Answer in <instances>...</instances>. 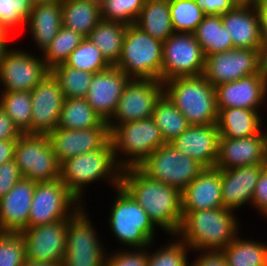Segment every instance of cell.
<instances>
[{
	"label": "cell",
	"instance_id": "41",
	"mask_svg": "<svg viewBox=\"0 0 267 266\" xmlns=\"http://www.w3.org/2000/svg\"><path fill=\"white\" fill-rule=\"evenodd\" d=\"M171 23L174 32L193 33L205 14L196 0H169Z\"/></svg>",
	"mask_w": 267,
	"mask_h": 266
},
{
	"label": "cell",
	"instance_id": "17",
	"mask_svg": "<svg viewBox=\"0 0 267 266\" xmlns=\"http://www.w3.org/2000/svg\"><path fill=\"white\" fill-rule=\"evenodd\" d=\"M31 134H48L58 127L64 95L59 82L50 72L31 91Z\"/></svg>",
	"mask_w": 267,
	"mask_h": 266
},
{
	"label": "cell",
	"instance_id": "36",
	"mask_svg": "<svg viewBox=\"0 0 267 266\" xmlns=\"http://www.w3.org/2000/svg\"><path fill=\"white\" fill-rule=\"evenodd\" d=\"M0 106L22 134H31L32 97L30 92H0Z\"/></svg>",
	"mask_w": 267,
	"mask_h": 266
},
{
	"label": "cell",
	"instance_id": "32",
	"mask_svg": "<svg viewBox=\"0 0 267 266\" xmlns=\"http://www.w3.org/2000/svg\"><path fill=\"white\" fill-rule=\"evenodd\" d=\"M240 236L220 251L227 266H267V242Z\"/></svg>",
	"mask_w": 267,
	"mask_h": 266
},
{
	"label": "cell",
	"instance_id": "26",
	"mask_svg": "<svg viewBox=\"0 0 267 266\" xmlns=\"http://www.w3.org/2000/svg\"><path fill=\"white\" fill-rule=\"evenodd\" d=\"M222 24L229 32L234 48L261 49L260 16L257 8L238 4L221 14Z\"/></svg>",
	"mask_w": 267,
	"mask_h": 266
},
{
	"label": "cell",
	"instance_id": "56",
	"mask_svg": "<svg viewBox=\"0 0 267 266\" xmlns=\"http://www.w3.org/2000/svg\"><path fill=\"white\" fill-rule=\"evenodd\" d=\"M267 3V0H250V5L257 8L263 4Z\"/></svg>",
	"mask_w": 267,
	"mask_h": 266
},
{
	"label": "cell",
	"instance_id": "30",
	"mask_svg": "<svg viewBox=\"0 0 267 266\" xmlns=\"http://www.w3.org/2000/svg\"><path fill=\"white\" fill-rule=\"evenodd\" d=\"M63 26L88 37L102 20L101 7L86 0H61Z\"/></svg>",
	"mask_w": 267,
	"mask_h": 266
},
{
	"label": "cell",
	"instance_id": "23",
	"mask_svg": "<svg viewBox=\"0 0 267 266\" xmlns=\"http://www.w3.org/2000/svg\"><path fill=\"white\" fill-rule=\"evenodd\" d=\"M220 133L216 124L190 125L170 144L204 168H212L218 154Z\"/></svg>",
	"mask_w": 267,
	"mask_h": 266
},
{
	"label": "cell",
	"instance_id": "16",
	"mask_svg": "<svg viewBox=\"0 0 267 266\" xmlns=\"http://www.w3.org/2000/svg\"><path fill=\"white\" fill-rule=\"evenodd\" d=\"M69 219L37 225L22 230L26 258L31 261L62 263L66 251Z\"/></svg>",
	"mask_w": 267,
	"mask_h": 266
},
{
	"label": "cell",
	"instance_id": "2",
	"mask_svg": "<svg viewBox=\"0 0 267 266\" xmlns=\"http://www.w3.org/2000/svg\"><path fill=\"white\" fill-rule=\"evenodd\" d=\"M182 223L176 235L192 250L220 252L239 234L237 212L224 208L182 212Z\"/></svg>",
	"mask_w": 267,
	"mask_h": 266
},
{
	"label": "cell",
	"instance_id": "1",
	"mask_svg": "<svg viewBox=\"0 0 267 266\" xmlns=\"http://www.w3.org/2000/svg\"><path fill=\"white\" fill-rule=\"evenodd\" d=\"M120 186L146 211L153 224L176 235L182 223L181 191L146 176L138 167L121 170Z\"/></svg>",
	"mask_w": 267,
	"mask_h": 266
},
{
	"label": "cell",
	"instance_id": "11",
	"mask_svg": "<svg viewBox=\"0 0 267 266\" xmlns=\"http://www.w3.org/2000/svg\"><path fill=\"white\" fill-rule=\"evenodd\" d=\"M82 204L61 179L36 183L28 228L69 219Z\"/></svg>",
	"mask_w": 267,
	"mask_h": 266
},
{
	"label": "cell",
	"instance_id": "46",
	"mask_svg": "<svg viewBox=\"0 0 267 266\" xmlns=\"http://www.w3.org/2000/svg\"><path fill=\"white\" fill-rule=\"evenodd\" d=\"M15 160L0 165V199L4 197L22 178Z\"/></svg>",
	"mask_w": 267,
	"mask_h": 266
},
{
	"label": "cell",
	"instance_id": "44",
	"mask_svg": "<svg viewBox=\"0 0 267 266\" xmlns=\"http://www.w3.org/2000/svg\"><path fill=\"white\" fill-rule=\"evenodd\" d=\"M25 241L20 232H0V266H22L26 260Z\"/></svg>",
	"mask_w": 267,
	"mask_h": 266
},
{
	"label": "cell",
	"instance_id": "7",
	"mask_svg": "<svg viewBox=\"0 0 267 266\" xmlns=\"http://www.w3.org/2000/svg\"><path fill=\"white\" fill-rule=\"evenodd\" d=\"M163 42L152 38L135 24L127 25L122 54L115 65L130 79L161 81Z\"/></svg>",
	"mask_w": 267,
	"mask_h": 266
},
{
	"label": "cell",
	"instance_id": "52",
	"mask_svg": "<svg viewBox=\"0 0 267 266\" xmlns=\"http://www.w3.org/2000/svg\"><path fill=\"white\" fill-rule=\"evenodd\" d=\"M260 16L261 41L267 42V3L257 7Z\"/></svg>",
	"mask_w": 267,
	"mask_h": 266
},
{
	"label": "cell",
	"instance_id": "10",
	"mask_svg": "<svg viewBox=\"0 0 267 266\" xmlns=\"http://www.w3.org/2000/svg\"><path fill=\"white\" fill-rule=\"evenodd\" d=\"M14 160L22 176L34 182L60 178V164L46 134H22L15 146Z\"/></svg>",
	"mask_w": 267,
	"mask_h": 266
},
{
	"label": "cell",
	"instance_id": "9",
	"mask_svg": "<svg viewBox=\"0 0 267 266\" xmlns=\"http://www.w3.org/2000/svg\"><path fill=\"white\" fill-rule=\"evenodd\" d=\"M138 168L149 178L175 187L181 192L205 169L170 143L153 151Z\"/></svg>",
	"mask_w": 267,
	"mask_h": 266
},
{
	"label": "cell",
	"instance_id": "55",
	"mask_svg": "<svg viewBox=\"0 0 267 266\" xmlns=\"http://www.w3.org/2000/svg\"><path fill=\"white\" fill-rule=\"evenodd\" d=\"M62 263L31 261L26 259L22 266H61Z\"/></svg>",
	"mask_w": 267,
	"mask_h": 266
},
{
	"label": "cell",
	"instance_id": "39",
	"mask_svg": "<svg viewBox=\"0 0 267 266\" xmlns=\"http://www.w3.org/2000/svg\"><path fill=\"white\" fill-rule=\"evenodd\" d=\"M84 38L80 33L62 26L48 48L41 54L46 66L51 70L56 65L65 63Z\"/></svg>",
	"mask_w": 267,
	"mask_h": 266
},
{
	"label": "cell",
	"instance_id": "42",
	"mask_svg": "<svg viewBox=\"0 0 267 266\" xmlns=\"http://www.w3.org/2000/svg\"><path fill=\"white\" fill-rule=\"evenodd\" d=\"M32 5L29 0H0V26L13 31L26 27Z\"/></svg>",
	"mask_w": 267,
	"mask_h": 266
},
{
	"label": "cell",
	"instance_id": "54",
	"mask_svg": "<svg viewBox=\"0 0 267 266\" xmlns=\"http://www.w3.org/2000/svg\"><path fill=\"white\" fill-rule=\"evenodd\" d=\"M260 72L267 80V42H262L260 49Z\"/></svg>",
	"mask_w": 267,
	"mask_h": 266
},
{
	"label": "cell",
	"instance_id": "59",
	"mask_svg": "<svg viewBox=\"0 0 267 266\" xmlns=\"http://www.w3.org/2000/svg\"><path fill=\"white\" fill-rule=\"evenodd\" d=\"M263 131L265 134V149H266V161H267V127H263Z\"/></svg>",
	"mask_w": 267,
	"mask_h": 266
},
{
	"label": "cell",
	"instance_id": "5",
	"mask_svg": "<svg viewBox=\"0 0 267 266\" xmlns=\"http://www.w3.org/2000/svg\"><path fill=\"white\" fill-rule=\"evenodd\" d=\"M164 93L190 125L217 123L215 87L204 77H176L163 82Z\"/></svg>",
	"mask_w": 267,
	"mask_h": 266
},
{
	"label": "cell",
	"instance_id": "57",
	"mask_svg": "<svg viewBox=\"0 0 267 266\" xmlns=\"http://www.w3.org/2000/svg\"><path fill=\"white\" fill-rule=\"evenodd\" d=\"M31 5H38V4H43V3H49V2H53V1H59V0H29Z\"/></svg>",
	"mask_w": 267,
	"mask_h": 266
},
{
	"label": "cell",
	"instance_id": "60",
	"mask_svg": "<svg viewBox=\"0 0 267 266\" xmlns=\"http://www.w3.org/2000/svg\"><path fill=\"white\" fill-rule=\"evenodd\" d=\"M239 4H248L250 5V0H236Z\"/></svg>",
	"mask_w": 267,
	"mask_h": 266
},
{
	"label": "cell",
	"instance_id": "49",
	"mask_svg": "<svg viewBox=\"0 0 267 266\" xmlns=\"http://www.w3.org/2000/svg\"><path fill=\"white\" fill-rule=\"evenodd\" d=\"M196 258L190 260L189 266H227L225 258L221 252L195 251ZM192 261V262H191Z\"/></svg>",
	"mask_w": 267,
	"mask_h": 266
},
{
	"label": "cell",
	"instance_id": "33",
	"mask_svg": "<svg viewBox=\"0 0 267 266\" xmlns=\"http://www.w3.org/2000/svg\"><path fill=\"white\" fill-rule=\"evenodd\" d=\"M193 34L205 57L234 49L232 38L223 26L220 14L205 15Z\"/></svg>",
	"mask_w": 267,
	"mask_h": 266
},
{
	"label": "cell",
	"instance_id": "37",
	"mask_svg": "<svg viewBox=\"0 0 267 266\" xmlns=\"http://www.w3.org/2000/svg\"><path fill=\"white\" fill-rule=\"evenodd\" d=\"M168 243H164L153 252L155 241L147 247V266H189L191 248L177 235H169ZM150 248H152L150 250Z\"/></svg>",
	"mask_w": 267,
	"mask_h": 266
},
{
	"label": "cell",
	"instance_id": "24",
	"mask_svg": "<svg viewBox=\"0 0 267 266\" xmlns=\"http://www.w3.org/2000/svg\"><path fill=\"white\" fill-rule=\"evenodd\" d=\"M36 183L22 177L0 199V232H21L28 228V217Z\"/></svg>",
	"mask_w": 267,
	"mask_h": 266
},
{
	"label": "cell",
	"instance_id": "25",
	"mask_svg": "<svg viewBox=\"0 0 267 266\" xmlns=\"http://www.w3.org/2000/svg\"><path fill=\"white\" fill-rule=\"evenodd\" d=\"M182 212L223 207L221 170L205 168L182 192Z\"/></svg>",
	"mask_w": 267,
	"mask_h": 266
},
{
	"label": "cell",
	"instance_id": "19",
	"mask_svg": "<svg viewBox=\"0 0 267 266\" xmlns=\"http://www.w3.org/2000/svg\"><path fill=\"white\" fill-rule=\"evenodd\" d=\"M217 109L243 108L260 111L267 100V80L258 74L215 87ZM262 105V106H261Z\"/></svg>",
	"mask_w": 267,
	"mask_h": 266
},
{
	"label": "cell",
	"instance_id": "13",
	"mask_svg": "<svg viewBox=\"0 0 267 266\" xmlns=\"http://www.w3.org/2000/svg\"><path fill=\"white\" fill-rule=\"evenodd\" d=\"M206 57L193 33L174 32L162 50L161 82L187 76H200L205 71Z\"/></svg>",
	"mask_w": 267,
	"mask_h": 266
},
{
	"label": "cell",
	"instance_id": "20",
	"mask_svg": "<svg viewBox=\"0 0 267 266\" xmlns=\"http://www.w3.org/2000/svg\"><path fill=\"white\" fill-rule=\"evenodd\" d=\"M130 78L116 66L93 74L86 97L104 122H109Z\"/></svg>",
	"mask_w": 267,
	"mask_h": 266
},
{
	"label": "cell",
	"instance_id": "43",
	"mask_svg": "<svg viewBox=\"0 0 267 266\" xmlns=\"http://www.w3.org/2000/svg\"><path fill=\"white\" fill-rule=\"evenodd\" d=\"M145 0H106L101 6V17L107 21L135 24Z\"/></svg>",
	"mask_w": 267,
	"mask_h": 266
},
{
	"label": "cell",
	"instance_id": "28",
	"mask_svg": "<svg viewBox=\"0 0 267 266\" xmlns=\"http://www.w3.org/2000/svg\"><path fill=\"white\" fill-rule=\"evenodd\" d=\"M260 114V111L243 108L219 109L216 125L220 138L240 139L259 134L265 126Z\"/></svg>",
	"mask_w": 267,
	"mask_h": 266
},
{
	"label": "cell",
	"instance_id": "48",
	"mask_svg": "<svg viewBox=\"0 0 267 266\" xmlns=\"http://www.w3.org/2000/svg\"><path fill=\"white\" fill-rule=\"evenodd\" d=\"M205 15L224 14L233 10L239 3L236 0H196Z\"/></svg>",
	"mask_w": 267,
	"mask_h": 266
},
{
	"label": "cell",
	"instance_id": "12",
	"mask_svg": "<svg viewBox=\"0 0 267 266\" xmlns=\"http://www.w3.org/2000/svg\"><path fill=\"white\" fill-rule=\"evenodd\" d=\"M24 50L13 45L0 61V92H30L50 73L41 54Z\"/></svg>",
	"mask_w": 267,
	"mask_h": 266
},
{
	"label": "cell",
	"instance_id": "47",
	"mask_svg": "<svg viewBox=\"0 0 267 266\" xmlns=\"http://www.w3.org/2000/svg\"><path fill=\"white\" fill-rule=\"evenodd\" d=\"M252 207L267 220V167L261 172L252 198Z\"/></svg>",
	"mask_w": 267,
	"mask_h": 266
},
{
	"label": "cell",
	"instance_id": "21",
	"mask_svg": "<svg viewBox=\"0 0 267 266\" xmlns=\"http://www.w3.org/2000/svg\"><path fill=\"white\" fill-rule=\"evenodd\" d=\"M258 164H267L263 130L246 138H219L215 168L227 170Z\"/></svg>",
	"mask_w": 267,
	"mask_h": 266
},
{
	"label": "cell",
	"instance_id": "34",
	"mask_svg": "<svg viewBox=\"0 0 267 266\" xmlns=\"http://www.w3.org/2000/svg\"><path fill=\"white\" fill-rule=\"evenodd\" d=\"M58 127L79 130L109 127V125L88 104L86 98H66L62 106Z\"/></svg>",
	"mask_w": 267,
	"mask_h": 266
},
{
	"label": "cell",
	"instance_id": "14",
	"mask_svg": "<svg viewBox=\"0 0 267 266\" xmlns=\"http://www.w3.org/2000/svg\"><path fill=\"white\" fill-rule=\"evenodd\" d=\"M163 93L160 80L130 79L108 124H125L152 117L156 102Z\"/></svg>",
	"mask_w": 267,
	"mask_h": 266
},
{
	"label": "cell",
	"instance_id": "3",
	"mask_svg": "<svg viewBox=\"0 0 267 266\" xmlns=\"http://www.w3.org/2000/svg\"><path fill=\"white\" fill-rule=\"evenodd\" d=\"M120 174L111 141L104 148L75 156L60 165L61 181L84 205H87L84 196L88 186L103 181L114 189L120 185Z\"/></svg>",
	"mask_w": 267,
	"mask_h": 266
},
{
	"label": "cell",
	"instance_id": "51",
	"mask_svg": "<svg viewBox=\"0 0 267 266\" xmlns=\"http://www.w3.org/2000/svg\"><path fill=\"white\" fill-rule=\"evenodd\" d=\"M17 140L0 141V165L14 159Z\"/></svg>",
	"mask_w": 267,
	"mask_h": 266
},
{
	"label": "cell",
	"instance_id": "50",
	"mask_svg": "<svg viewBox=\"0 0 267 266\" xmlns=\"http://www.w3.org/2000/svg\"><path fill=\"white\" fill-rule=\"evenodd\" d=\"M22 133L15 126L5 110L0 106V141L18 140Z\"/></svg>",
	"mask_w": 267,
	"mask_h": 266
},
{
	"label": "cell",
	"instance_id": "40",
	"mask_svg": "<svg viewBox=\"0 0 267 266\" xmlns=\"http://www.w3.org/2000/svg\"><path fill=\"white\" fill-rule=\"evenodd\" d=\"M65 64L69 67L93 74L112 66L88 37H85L81 41L77 48L70 54Z\"/></svg>",
	"mask_w": 267,
	"mask_h": 266
},
{
	"label": "cell",
	"instance_id": "4",
	"mask_svg": "<svg viewBox=\"0 0 267 266\" xmlns=\"http://www.w3.org/2000/svg\"><path fill=\"white\" fill-rule=\"evenodd\" d=\"M108 227L123 249L147 248L156 241V226L146 211L120 185L114 188ZM156 232V233H155Z\"/></svg>",
	"mask_w": 267,
	"mask_h": 266
},
{
	"label": "cell",
	"instance_id": "58",
	"mask_svg": "<svg viewBox=\"0 0 267 266\" xmlns=\"http://www.w3.org/2000/svg\"><path fill=\"white\" fill-rule=\"evenodd\" d=\"M86 1L94 3L101 7L105 3L106 0H86Z\"/></svg>",
	"mask_w": 267,
	"mask_h": 266
},
{
	"label": "cell",
	"instance_id": "29",
	"mask_svg": "<svg viewBox=\"0 0 267 266\" xmlns=\"http://www.w3.org/2000/svg\"><path fill=\"white\" fill-rule=\"evenodd\" d=\"M135 25L152 38L165 42L174 33L169 0H145Z\"/></svg>",
	"mask_w": 267,
	"mask_h": 266
},
{
	"label": "cell",
	"instance_id": "35",
	"mask_svg": "<svg viewBox=\"0 0 267 266\" xmlns=\"http://www.w3.org/2000/svg\"><path fill=\"white\" fill-rule=\"evenodd\" d=\"M152 118L161 130L165 143L173 141L190 126L184 115L165 93L157 100Z\"/></svg>",
	"mask_w": 267,
	"mask_h": 266
},
{
	"label": "cell",
	"instance_id": "8",
	"mask_svg": "<svg viewBox=\"0 0 267 266\" xmlns=\"http://www.w3.org/2000/svg\"><path fill=\"white\" fill-rule=\"evenodd\" d=\"M87 206H81L68 221L66 251L61 266H105L108 247L102 242ZM104 245V246H103Z\"/></svg>",
	"mask_w": 267,
	"mask_h": 266
},
{
	"label": "cell",
	"instance_id": "31",
	"mask_svg": "<svg viewBox=\"0 0 267 266\" xmlns=\"http://www.w3.org/2000/svg\"><path fill=\"white\" fill-rule=\"evenodd\" d=\"M126 29L127 24L102 19L88 36L112 66L120 60Z\"/></svg>",
	"mask_w": 267,
	"mask_h": 266
},
{
	"label": "cell",
	"instance_id": "53",
	"mask_svg": "<svg viewBox=\"0 0 267 266\" xmlns=\"http://www.w3.org/2000/svg\"><path fill=\"white\" fill-rule=\"evenodd\" d=\"M11 33L0 26V61L2 60L3 56L5 55V53L7 52V50L13 46V45H9V43L12 40V36L10 35ZM11 36V38H10Z\"/></svg>",
	"mask_w": 267,
	"mask_h": 266
},
{
	"label": "cell",
	"instance_id": "22",
	"mask_svg": "<svg viewBox=\"0 0 267 266\" xmlns=\"http://www.w3.org/2000/svg\"><path fill=\"white\" fill-rule=\"evenodd\" d=\"M267 164L248 165L221 170L223 207L236 212L252 206L253 193L261 172Z\"/></svg>",
	"mask_w": 267,
	"mask_h": 266
},
{
	"label": "cell",
	"instance_id": "18",
	"mask_svg": "<svg viewBox=\"0 0 267 266\" xmlns=\"http://www.w3.org/2000/svg\"><path fill=\"white\" fill-rule=\"evenodd\" d=\"M61 165L75 156L104 148L110 141V127L70 130L57 127L47 134Z\"/></svg>",
	"mask_w": 267,
	"mask_h": 266
},
{
	"label": "cell",
	"instance_id": "15",
	"mask_svg": "<svg viewBox=\"0 0 267 266\" xmlns=\"http://www.w3.org/2000/svg\"><path fill=\"white\" fill-rule=\"evenodd\" d=\"M260 72V49L234 48L206 56L204 77L214 86Z\"/></svg>",
	"mask_w": 267,
	"mask_h": 266
},
{
	"label": "cell",
	"instance_id": "27",
	"mask_svg": "<svg viewBox=\"0 0 267 266\" xmlns=\"http://www.w3.org/2000/svg\"><path fill=\"white\" fill-rule=\"evenodd\" d=\"M63 26L61 0L32 6L26 21V32L41 54L48 48Z\"/></svg>",
	"mask_w": 267,
	"mask_h": 266
},
{
	"label": "cell",
	"instance_id": "45",
	"mask_svg": "<svg viewBox=\"0 0 267 266\" xmlns=\"http://www.w3.org/2000/svg\"><path fill=\"white\" fill-rule=\"evenodd\" d=\"M105 266H147V248L110 250Z\"/></svg>",
	"mask_w": 267,
	"mask_h": 266
},
{
	"label": "cell",
	"instance_id": "38",
	"mask_svg": "<svg viewBox=\"0 0 267 266\" xmlns=\"http://www.w3.org/2000/svg\"><path fill=\"white\" fill-rule=\"evenodd\" d=\"M50 72L59 82L64 98H86L93 73L78 70L61 63Z\"/></svg>",
	"mask_w": 267,
	"mask_h": 266
},
{
	"label": "cell",
	"instance_id": "6",
	"mask_svg": "<svg viewBox=\"0 0 267 266\" xmlns=\"http://www.w3.org/2000/svg\"><path fill=\"white\" fill-rule=\"evenodd\" d=\"M108 125L114 158L121 170L138 167L153 151L166 144L152 117Z\"/></svg>",
	"mask_w": 267,
	"mask_h": 266
}]
</instances>
